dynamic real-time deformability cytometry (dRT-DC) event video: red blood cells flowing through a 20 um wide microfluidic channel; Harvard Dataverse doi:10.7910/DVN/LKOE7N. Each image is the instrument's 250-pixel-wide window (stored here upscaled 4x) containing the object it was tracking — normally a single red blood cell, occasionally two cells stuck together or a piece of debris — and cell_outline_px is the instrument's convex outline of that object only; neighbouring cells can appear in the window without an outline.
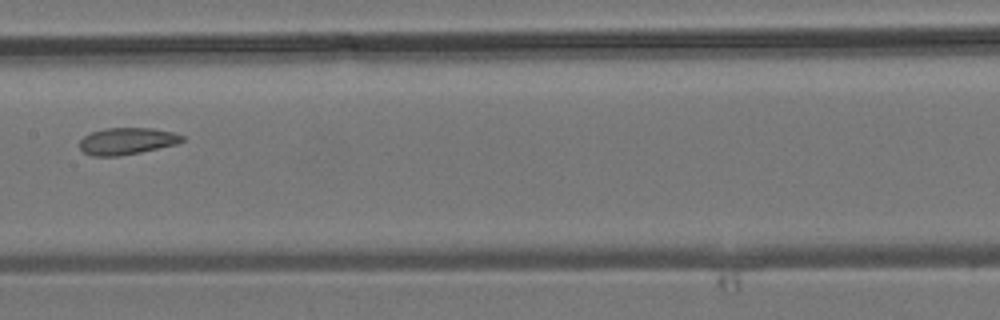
{"species": "common noctule bat (a hibernating species)", "species_latin": "Nyctalus noctula", "temperature_condition": "room temperature", "stored_images_in_passage": 4, "camera_frame_rate_fps": 3000, "um_per_image_px": 0.085, "animal": {"sex": "male", "body_mass_g": 19.2, "forearm_length_mm": 51.8}, "frame": {"image": 1, "passage_image": 4, "time_ms": 4.0, "image_size_px": [1000, 320], "cell_outline_px": [[184, 140], [176, 144], [140, 152], [120, 156], [92, 156], [84, 152], [80, 148], [80, 140], [84, 136], [92, 132], [108, 128], [152, 128], [172, 132], [184, 136]], "centroid_in_image_um": [10.78, 11.99], "position_along_channel_um": 196.6, "area_um2": 15.9}}